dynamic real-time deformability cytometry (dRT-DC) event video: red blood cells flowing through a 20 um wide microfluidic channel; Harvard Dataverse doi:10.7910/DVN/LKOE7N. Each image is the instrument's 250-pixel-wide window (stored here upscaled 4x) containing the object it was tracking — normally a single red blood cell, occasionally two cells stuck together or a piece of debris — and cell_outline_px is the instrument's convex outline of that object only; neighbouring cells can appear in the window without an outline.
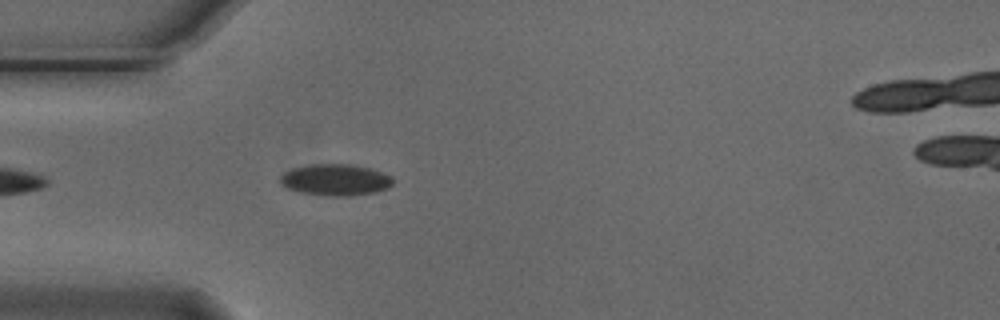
{"species": "Egyptian fruit bat (a non-hibernating species)", "species_latin": "Rousettus aegyptiacus", "temperature_condition": "cold", "stored_images_in_passage": 4, "camera_frame_rate_fps": 3000, "um_per_image_px": 0.085, "animal": {"sex": "male"}, "frame": {"image": 1, "passage_image": 3, "time_ms": 0.667, "image_size_px": [1000, 320], "cell_outline_px": [[392, 184], [388, 188], [376, 192], [352, 196], [332, 196], [300, 192], [288, 188], [280, 184], [280, 176], [284, 172], [292, 168], [308, 164], [352, 164], [372, 168], [392, 176]], "centroid_in_image_um": [28.52, 15.28], "position_along_channel_um": 56.5, "area_um2": 20.87}}